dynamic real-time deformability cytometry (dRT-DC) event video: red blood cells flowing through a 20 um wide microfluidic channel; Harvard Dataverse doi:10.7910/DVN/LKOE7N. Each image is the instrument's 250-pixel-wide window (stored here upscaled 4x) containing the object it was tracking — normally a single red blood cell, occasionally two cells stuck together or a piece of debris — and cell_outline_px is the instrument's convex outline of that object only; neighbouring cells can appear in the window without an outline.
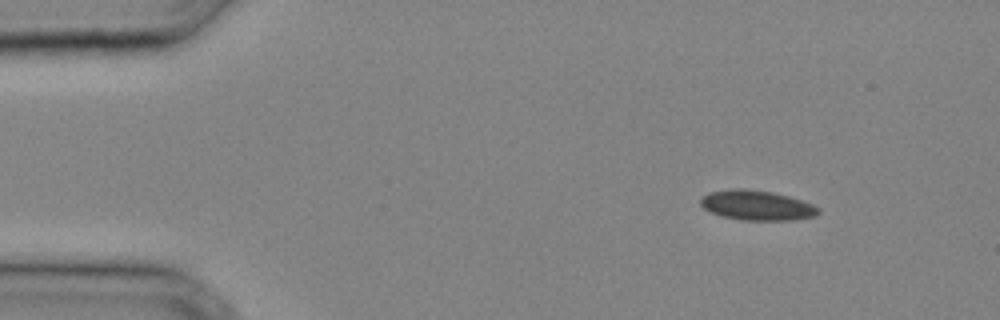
{"species": "common noctule bat (a hibernating species)", "species_latin": "Nyctalus noctula", "temperature_condition": "cold", "stored_images_in_passage": 31, "camera_frame_rate_fps": 3000, "um_per_image_px": 0.085, "animal": {"sex": "male", "body_mass_g": 20.4}, "frame": {"image": 1, "passage_image": 1, "time_ms": 0.0, "image_size_px": [1000, 320], "cell_outline_px": [[820, 212], [816, 216], [792, 220], [740, 220], [720, 216], [704, 208], [700, 204], [700, 196], [708, 192], [732, 188], [744, 188], [772, 192], [788, 196], [812, 204], [820, 208]], "centroid_in_image_um": [64.3, 17.45], "position_along_channel_um": 20.7, "area_um2": 20.69}}
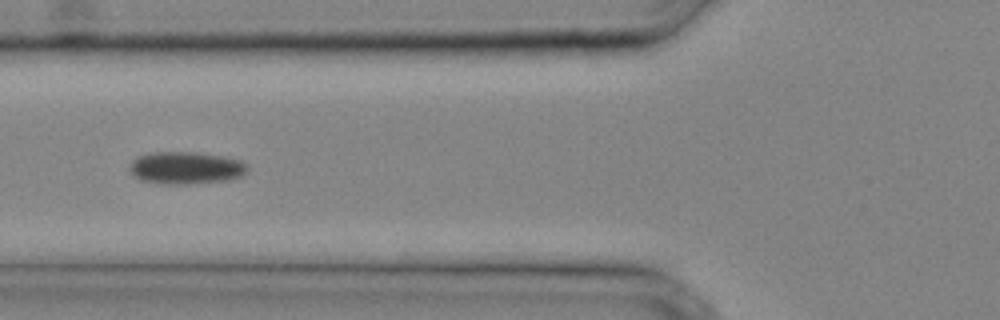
{"frame": {"image": 2, "passage_image": 10, "time_ms": 3.0, "image_size_px": [1000, 320], "cell_outline_px": [[248, 172], [240, 176], [228, 180], [188, 184], [160, 184], [140, 180], [128, 168], [132, 160], [136, 156], [156, 152], [196, 152], [224, 156], [240, 160], [248, 164]], "centroid_in_image_um": [15.81, 14.27], "position_along_channel_um": 110.0, "area_um2": 22.43}}
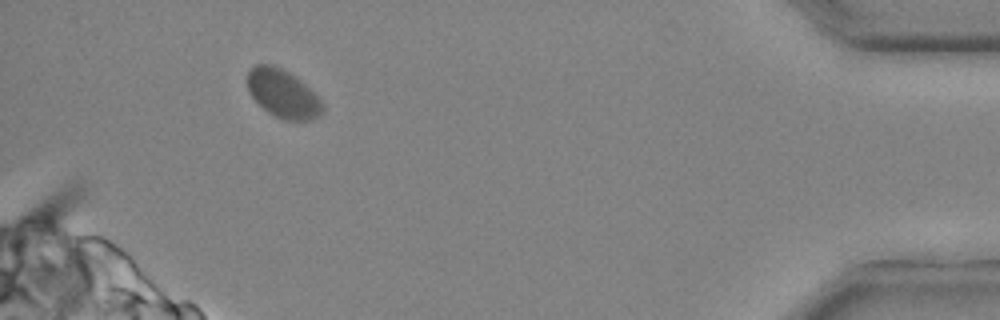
{"frame": {"image": 3, "passage_image": 29, "time_ms": 9.333, "image_size_px": [1000, 320], "cell_outline_px": [[324, 112], [320, 116], [312, 120], [284, 120], [268, 112], [248, 92], [248, 72], [256, 64], [272, 64], [296, 76], [324, 104]], "centroid_in_image_um": [24.07, 7.97], "position_along_channel_um": 411.1, "area_um2": 20.87}}